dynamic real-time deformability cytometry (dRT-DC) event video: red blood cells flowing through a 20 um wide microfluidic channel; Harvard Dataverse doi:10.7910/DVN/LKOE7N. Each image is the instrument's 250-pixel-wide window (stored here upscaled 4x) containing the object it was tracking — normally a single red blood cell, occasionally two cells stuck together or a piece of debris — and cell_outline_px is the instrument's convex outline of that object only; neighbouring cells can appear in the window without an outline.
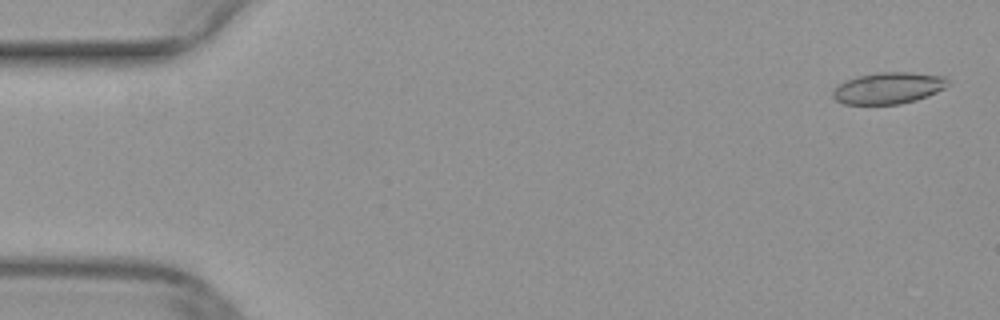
{"species": "common noctule bat (a hibernating species)", "species_latin": "Nyctalus noctula", "temperature_condition": "warm", "stored_images_in_passage": 10, "camera_frame_rate_fps": 3000, "um_per_image_px": 0.085, "animal": {"sex": "female", "body_mass_g": 29.2, "forearm_length_mm": 56.3}, "frame": {"image": 1, "passage_image": 2, "time_ms": 0.333, "image_size_px": [1000, 320], "cell_outline_px": [[948, 84], [944, 88], [928, 96], [916, 100], [900, 104], [844, 104], [836, 100], [832, 96], [832, 92], [840, 84], [856, 76], [880, 72], [908, 72], [944, 76], [948, 80]], "centroid_in_image_um": [75.52, 7.49], "position_along_channel_um": 9.5, "area_um2": 20.98}}